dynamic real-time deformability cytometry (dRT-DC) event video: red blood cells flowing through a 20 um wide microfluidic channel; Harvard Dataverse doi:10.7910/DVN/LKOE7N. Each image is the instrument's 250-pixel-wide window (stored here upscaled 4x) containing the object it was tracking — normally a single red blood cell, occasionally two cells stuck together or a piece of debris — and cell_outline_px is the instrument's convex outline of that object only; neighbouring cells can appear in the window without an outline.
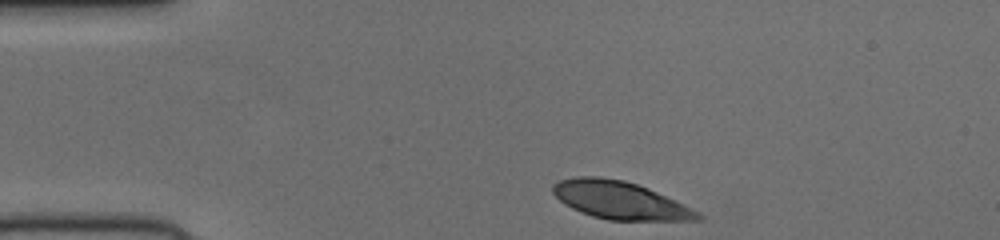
{"species": "human", "species_latin": "Homo sapiens", "temperature_condition": "cold", "stored_images_in_passage": 33, "camera_frame_rate_fps": 3000, "um_per_image_px": 0.085, "donor": {"sex": "female"}, "frame": {"image": 1, "passage_image": 1, "time_ms": 0.0, "image_size_px": [1000, 240], "cell_outline_px": [[704, 216], [700, 220], [608, 220], [592, 216], [580, 212], [564, 204], [552, 192], [552, 184], [560, 180], [576, 176], [596, 176], [624, 180], [648, 188]], "centroid_in_image_um": [52.6, 17.01], "position_along_channel_um": 32.4, "area_um2": 31.33}}
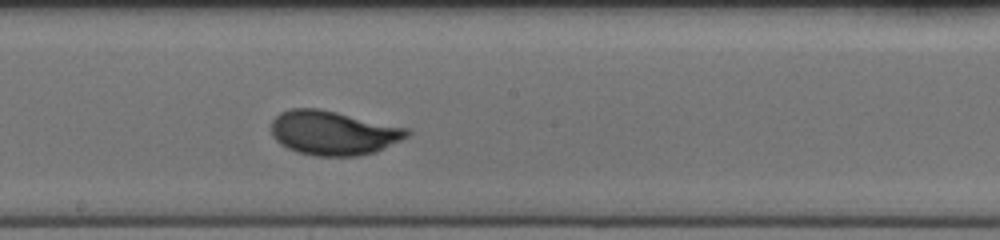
{"frame": {"image": 2, "passage_image": 19, "time_ms": 6.0, "image_size_px": [1000, 240], "cell_outline_px": [[412, 132], [408, 136], [376, 152], [356, 156], [316, 156], [296, 152], [280, 144], [272, 136], [272, 120], [280, 112], [288, 108], [320, 108], [408, 128]], "centroid_in_image_um": [28.31, 11.29], "position_along_channel_um": 219.9, "area_um2": 35.14}}
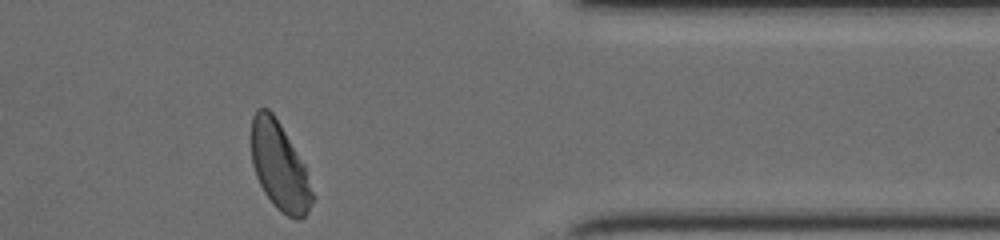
{"frame": {"image": 3, "passage_image": 33, "time_ms": 10.667, "image_size_px": [1000, 240], "cell_outline_px": [[316, 196], [308, 212], [300, 220], [296, 220], [280, 212], [272, 204], [264, 192], [256, 176], [252, 164], [252, 116], [256, 108], [268, 108], [272, 112], [280, 124], [304, 164]], "centroid_in_image_um": [23.78, 14.18], "position_along_channel_um": 387.6, "area_um2": 31.44}}